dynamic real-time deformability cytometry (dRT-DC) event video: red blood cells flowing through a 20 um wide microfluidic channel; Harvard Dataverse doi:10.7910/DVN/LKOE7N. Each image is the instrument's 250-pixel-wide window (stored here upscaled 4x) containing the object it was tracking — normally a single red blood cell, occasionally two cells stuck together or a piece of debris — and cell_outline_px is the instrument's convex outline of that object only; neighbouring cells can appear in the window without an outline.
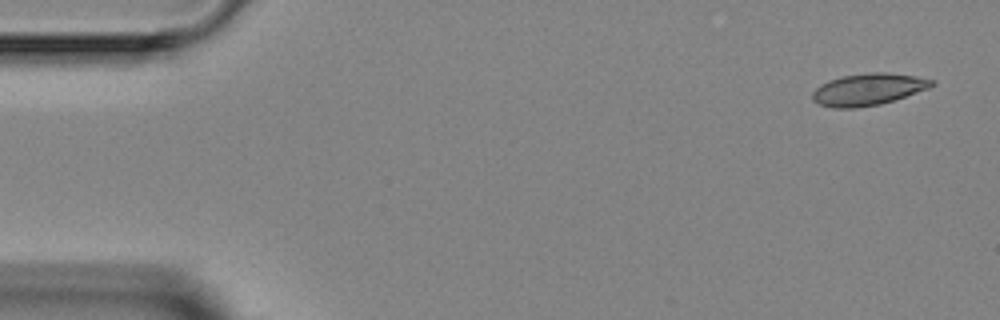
{"species": "Egyptian fruit bat (a non-hibernating species)", "species_latin": "Rousettus aegyptiacus", "temperature_condition": "room temperature", "stored_images_in_passage": 5, "camera_frame_rate_fps": 3000, "um_per_image_px": 0.085, "animal": {"sex": "female"}, "frame": {"image": 1, "passage_image": 1, "time_ms": 0.0, "image_size_px": [1000, 320], "cell_outline_px": [[936, 84], [928, 88], [880, 104], [856, 108], [832, 108], [820, 104], [812, 100], [812, 92], [820, 84], [828, 80], [840, 76], [872, 72], [888, 72], [916, 76], [936, 80]], "centroid_in_image_um": [73.77, 7.58], "position_along_channel_um": 11.2, "area_um2": 22.2}}